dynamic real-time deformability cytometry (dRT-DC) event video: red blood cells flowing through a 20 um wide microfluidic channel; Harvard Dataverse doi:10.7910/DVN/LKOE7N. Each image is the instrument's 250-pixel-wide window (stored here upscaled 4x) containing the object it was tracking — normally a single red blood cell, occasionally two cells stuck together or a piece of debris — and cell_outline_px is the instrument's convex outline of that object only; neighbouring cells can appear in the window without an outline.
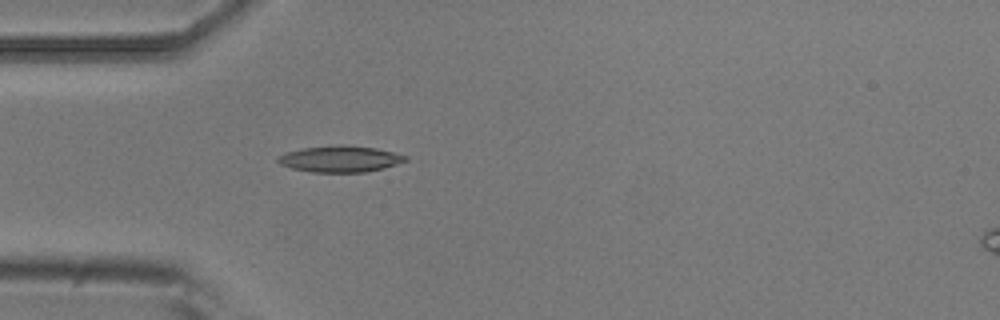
{"species": "common noctule bat (a hibernating species)", "species_latin": "Nyctalus noctula", "temperature_condition": "room temperature", "stored_images_in_passage": 1, "camera_frame_rate_fps": 3000, "um_per_image_px": 0.085, "animal": {"sex": "male", "body_mass_g": 20.5, "forearm_length_mm": 52.5}, "frame": {"image": 1, "passage_image": 1, "time_ms": 0.0, "image_size_px": [1000, 320], "cell_outline_px": [[408, 160], [384, 168], [364, 172], [312, 172], [292, 168], [280, 164], [276, 160], [284, 152], [304, 148], [340, 144], [344, 144], [376, 148], [408, 156]], "centroid_in_image_um": [28.91, 13.5], "position_along_channel_um": 56.1, "area_um2": 19.54}}